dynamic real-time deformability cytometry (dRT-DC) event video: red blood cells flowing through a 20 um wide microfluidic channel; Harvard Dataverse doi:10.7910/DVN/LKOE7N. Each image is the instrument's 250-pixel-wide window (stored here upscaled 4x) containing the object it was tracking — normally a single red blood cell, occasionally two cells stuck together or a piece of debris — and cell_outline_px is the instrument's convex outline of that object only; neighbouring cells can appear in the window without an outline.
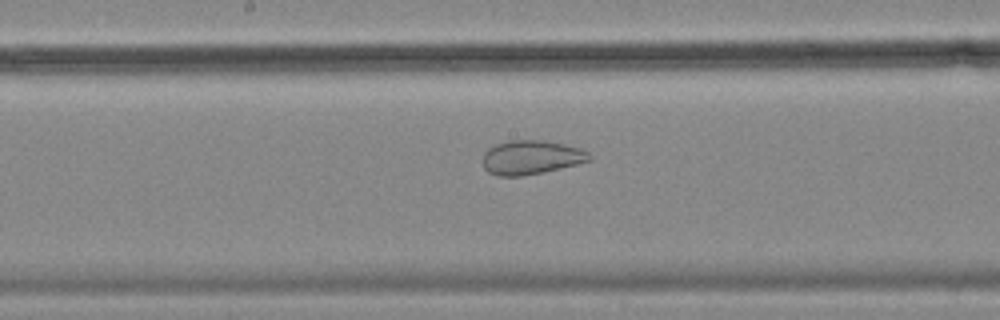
{"species": "common noctule bat (a hibernating species)", "species_latin": "Nyctalus noctula", "temperature_condition": "cold", "stored_images_in_passage": 56, "camera_frame_rate_fps": 3000, "um_per_image_px": 0.085, "animal": {"sex": "female", "body_mass_g": 18.4}, "frame": {"image": 1, "passage_image": 29, "time_ms": 9.333, "image_size_px": [1000, 320], "cell_outline_px": [[592, 160], [544, 172], [520, 176], [496, 176], [488, 172], [484, 168], [484, 152], [488, 148], [496, 144], [508, 140], [544, 140], [564, 144], [580, 148], [588, 152], [592, 156]], "centroid_in_image_um": [45.15, 13.37], "position_along_channel_um": 203.1, "area_um2": 21.21}}
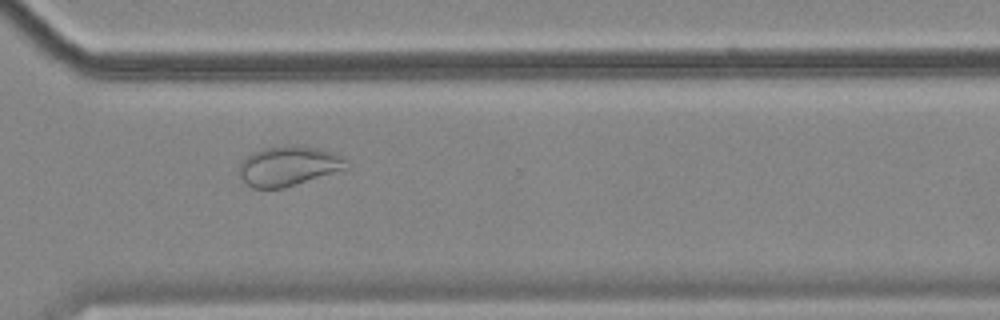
{"frame": {"image": 2, "passage_image": 41, "time_ms": 13.333, "image_size_px": [1000, 320], "cell_outline_px": [[348, 168], [284, 188], [252, 188], [240, 176], [240, 160], [252, 152], [264, 148], [324, 148], [336, 152], [348, 160]], "centroid_in_image_um": [24.55, 14.13], "position_along_channel_um": 346.0, "area_um2": 24.33}}
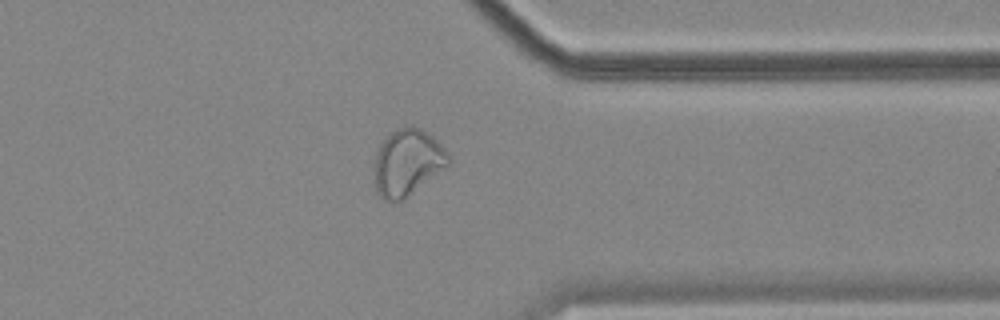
{"frame": {"image": 3, "passage_image": 44, "time_ms": 14.333, "image_size_px": [1000, 320], "cell_outline_px": [[452, 164], [404, 200], [384, 200], [376, 192], [372, 172], [372, 168], [376, 148], [392, 132], [400, 128], [412, 124], [420, 128], [432, 136], [448, 152], [452, 160]], "centroid_in_image_um": [34.63, 13.83], "position_along_channel_um": 376.8, "area_um2": 29.54}}